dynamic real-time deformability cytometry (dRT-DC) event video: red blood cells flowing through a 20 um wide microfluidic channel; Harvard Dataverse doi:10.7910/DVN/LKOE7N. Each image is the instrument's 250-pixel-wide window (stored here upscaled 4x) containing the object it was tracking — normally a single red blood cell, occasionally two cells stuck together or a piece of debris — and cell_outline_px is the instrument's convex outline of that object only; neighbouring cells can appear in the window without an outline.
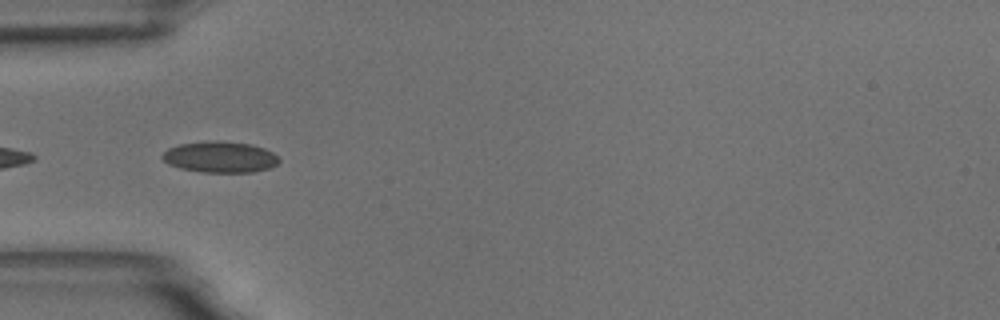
{"species": "common noctule bat (a hibernating species)", "species_latin": "Nyctalus noctula", "temperature_condition": "room temperature", "stored_images_in_passage": 11, "camera_frame_rate_fps": 3000, "um_per_image_px": 0.085, "animal": {"sex": "male", "body_mass_g": 18.8}, "frame": {"image": 1, "passage_image": 8, "time_ms": 2.333, "image_size_px": [1000, 320], "cell_outline_px": [[280, 160], [276, 164], [268, 168], [252, 172], [204, 172], [180, 168], [168, 164], [160, 156], [168, 148], [180, 144], [216, 140], [252, 144], [264, 148], [272, 152]], "centroid_in_image_um": [18.69, 13.34], "position_along_channel_um": 66.3, "area_um2": 21.04}}